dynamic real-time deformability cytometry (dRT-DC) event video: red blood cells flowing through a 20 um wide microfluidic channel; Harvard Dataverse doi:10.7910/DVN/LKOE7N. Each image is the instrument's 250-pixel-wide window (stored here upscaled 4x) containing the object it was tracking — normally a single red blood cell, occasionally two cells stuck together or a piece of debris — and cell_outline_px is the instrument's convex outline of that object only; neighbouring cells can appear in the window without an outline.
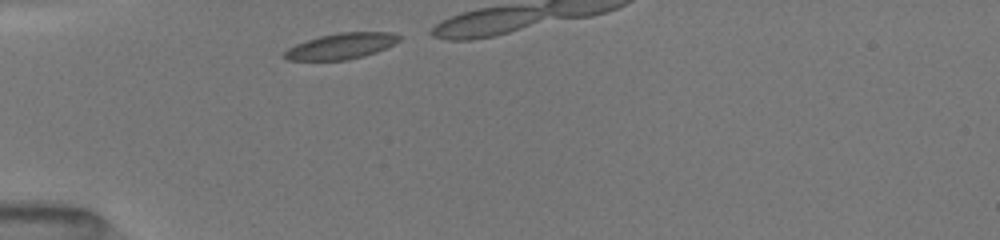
{"species": "common noctule bat (a hibernating species)", "species_latin": "Nyctalus noctula", "temperature_condition": "room temperature", "stored_images_in_passage": 3, "camera_frame_rate_fps": 3000, "um_per_image_px": 0.085, "animal": {"sex": "female", "body_mass_g": 19.5, "forearm_length_mm": 54.1}, "frame": {"image": 1, "passage_image": 1, "time_ms": 0.0, "image_size_px": [1000, 240], "cell_outline_px": [[400, 40], [376, 52], [364, 56], [348, 60], [288, 60], [280, 56], [288, 48], [296, 44], [320, 36], [340, 32], [392, 32], [400, 36]], "centroid_in_image_um": [28.97, 3.92], "position_along_channel_um": 56.0, "area_um2": 17.22}}